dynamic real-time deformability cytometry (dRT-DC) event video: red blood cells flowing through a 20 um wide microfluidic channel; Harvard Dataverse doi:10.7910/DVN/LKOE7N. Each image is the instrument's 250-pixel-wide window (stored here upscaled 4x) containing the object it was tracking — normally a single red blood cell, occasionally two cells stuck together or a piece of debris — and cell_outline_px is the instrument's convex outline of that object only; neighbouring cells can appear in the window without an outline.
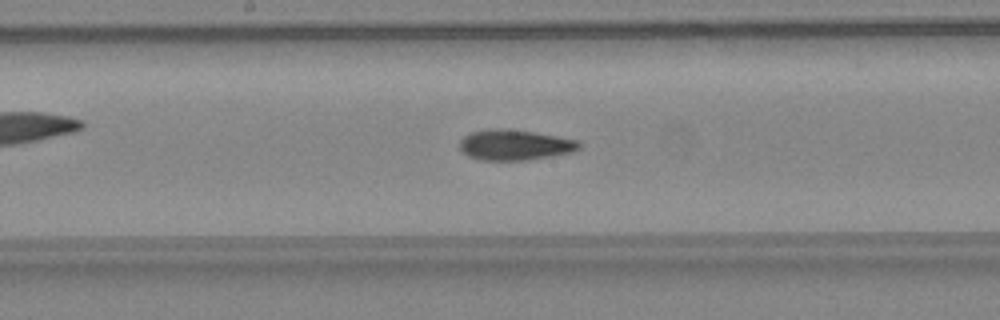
{"species": "common noctule bat (a hibernating species)", "species_latin": "Nyctalus noctula", "temperature_condition": "warm", "stored_images_in_passage": 48, "camera_frame_rate_fps": 3000, "um_per_image_px": 0.085, "animal": {"sex": "female", "body_mass_g": 24.6, "forearm_length_mm": 56.2}, "frame": {"image": 1, "passage_image": 28, "time_ms": 9.0, "image_size_px": [1000, 320], "cell_outline_px": [[580, 148], [572, 152], [552, 156], [528, 160], [480, 160], [468, 156], [460, 148], [460, 140], [464, 136], [472, 132], [492, 128], [504, 128], [532, 132], [580, 140]], "centroid_in_image_um": [43.76, 12.32], "position_along_channel_um": 204.4, "area_um2": 21.21}}
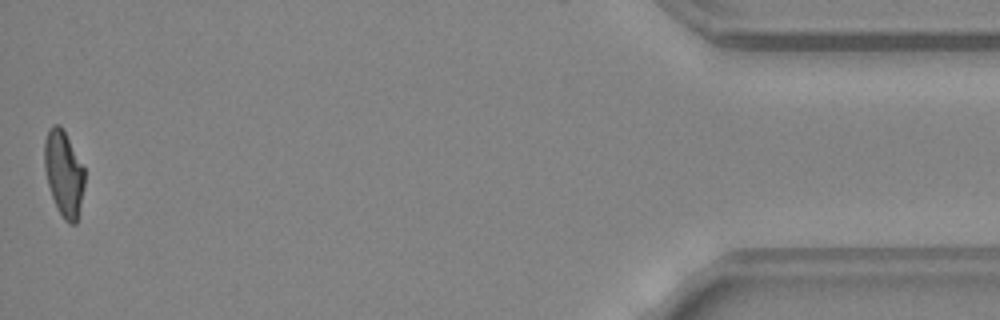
{"frame": {"image": 2, "passage_image": 48, "time_ms": 15.667, "image_size_px": [1000, 320], "cell_outline_px": [[84, 188], [76, 224], [68, 224], [64, 220], [56, 208], [48, 184], [44, 168], [44, 140], [48, 128], [52, 124], [60, 124], [84, 168]], "centroid_in_image_um": [5.4, 14.75], "position_along_channel_um": 429.8, "area_um2": 20.06}, "authors_computed_cell_mechanics": {"area_um2": 20.4901, "velocity_mm_per_s": 4.5558, "shape_relaxation_time_tau1_ms": 7.6234, "shape_relaxation_time_tau2_ms": 2.4605, "deformation_change_tau1": 0.259, "deformation_change_tau2": 0.1135}}